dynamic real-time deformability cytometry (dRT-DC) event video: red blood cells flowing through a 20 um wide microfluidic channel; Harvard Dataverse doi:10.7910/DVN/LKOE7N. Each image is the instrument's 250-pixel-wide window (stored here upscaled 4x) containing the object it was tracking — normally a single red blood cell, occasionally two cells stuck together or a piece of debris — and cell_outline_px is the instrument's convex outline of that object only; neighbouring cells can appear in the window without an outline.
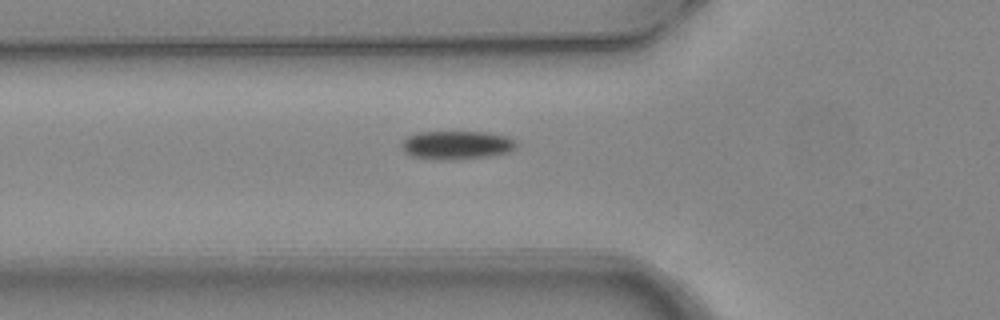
{"species": "common noctule bat (a hibernating species)", "species_latin": "Nyctalus noctula", "temperature_condition": "warm", "stored_images_in_passage": 5, "camera_frame_rate_fps": 3000, "um_per_image_px": 0.085, "animal": {"sex": "female", "body_mass_g": 24.6, "forearm_length_mm": 56.2}, "frame": {"image": 1, "passage_image": 5, "time_ms": 1.333, "image_size_px": [1000, 320], "cell_outline_px": [[516, 144], [508, 152], [488, 156], [452, 160], [432, 160], [412, 156], [404, 152], [400, 148], [400, 144], [408, 136], [416, 132], [484, 132], [508, 136]], "centroid_in_image_um": [38.72, 12.34], "position_along_channel_um": 87.1, "area_um2": 19.07}}